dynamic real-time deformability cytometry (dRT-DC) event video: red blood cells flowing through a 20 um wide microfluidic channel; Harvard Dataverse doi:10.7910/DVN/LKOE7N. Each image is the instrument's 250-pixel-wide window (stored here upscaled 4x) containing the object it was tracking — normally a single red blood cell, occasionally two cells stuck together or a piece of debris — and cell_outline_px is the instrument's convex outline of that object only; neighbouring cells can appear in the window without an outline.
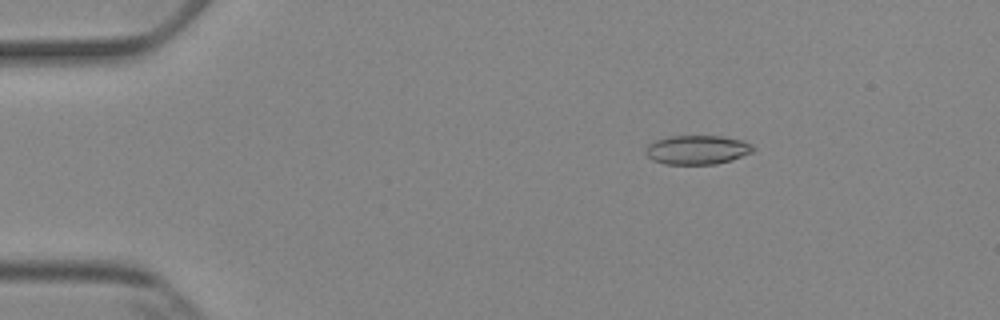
{"species": "Egyptian fruit bat (a non-hibernating species)", "species_latin": "Rousettus aegyptiacus", "temperature_condition": "cold", "stored_images_in_passage": 4, "camera_frame_rate_fps": 3000, "um_per_image_px": 0.085, "animal": {"sex": "female"}, "frame": {"image": 1, "passage_image": 2, "time_ms": 2.0, "image_size_px": [1000, 320], "cell_outline_px": [[756, 148], [752, 152], [732, 160], [716, 164], [664, 164], [652, 160], [644, 152], [644, 148], [652, 140], [672, 136], [720, 136], [744, 140], [752, 144]], "centroid_in_image_um": [59.25, 12.73], "position_along_channel_um": 25.8, "area_um2": 18.5}}